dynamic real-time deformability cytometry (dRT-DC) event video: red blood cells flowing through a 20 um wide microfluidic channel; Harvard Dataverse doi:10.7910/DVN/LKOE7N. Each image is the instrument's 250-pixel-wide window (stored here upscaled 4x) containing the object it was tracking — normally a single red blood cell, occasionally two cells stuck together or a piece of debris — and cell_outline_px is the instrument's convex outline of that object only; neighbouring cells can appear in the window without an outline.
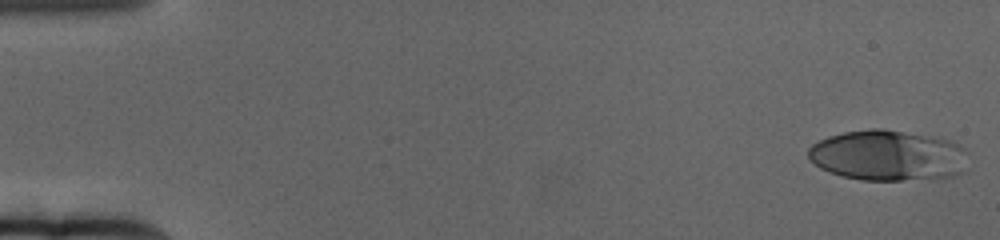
{"species": "human", "species_latin": "Homo sapiens", "temperature_condition": "cold", "stored_images_in_passage": 64, "camera_frame_rate_fps": 3000, "um_per_image_px": 0.085, "donor": {"sex": "female"}, "frame": {"image": 1, "passage_image": 1, "time_ms": 0.0, "image_size_px": [1000, 240], "cell_outline_px": [[968, 172], [956, 176], [932, 180], [860, 180], [840, 176], [828, 172], [820, 168], [808, 156], [808, 148], [812, 144], [828, 136], [844, 132], [872, 128], [884, 128], [932, 136], [952, 140], [964, 148], [968, 168]], "centroid_in_image_um": [75.55, 13.23], "position_along_channel_um": 9.5, "area_um2": 48.21}}
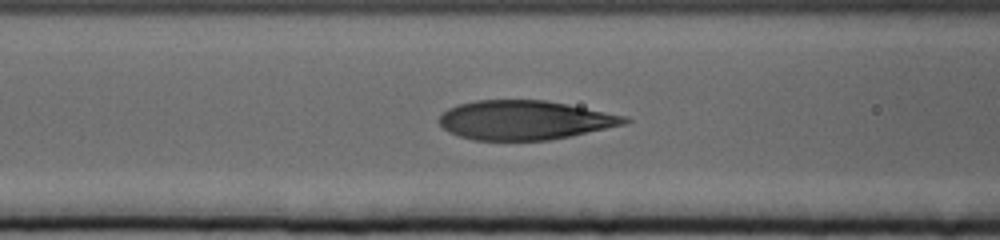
{"frame": {"image": 2, "passage_image": 26, "time_ms": 8.333, "image_size_px": [1000, 240], "cell_outline_px": [[632, 120], [624, 124], [572, 136], [548, 140], [472, 140], [448, 132], [440, 124], [440, 116], [448, 108], [456, 104], [476, 100], [544, 100], [568, 104], [624, 116]], "centroid_in_image_um": [44.57, 10.21], "position_along_channel_um": 122.0, "area_um2": 42.19}}
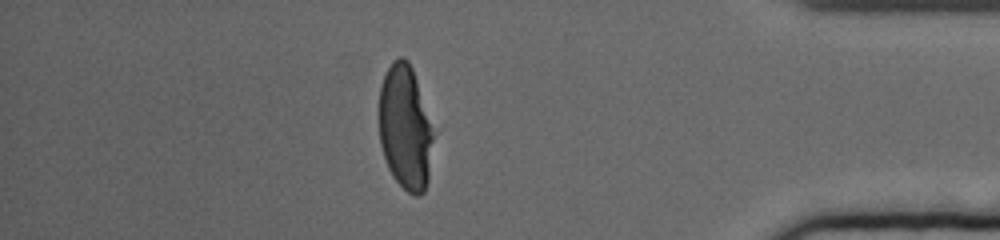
{"frame": {"image": 3, "passage_image": 56, "time_ms": 18.333, "image_size_px": [1000, 240], "cell_outline_px": [[432, 140], [428, 180], [424, 192], [420, 196], [416, 196], [408, 192], [392, 176], [388, 168], [380, 144], [380, 84], [392, 60], [400, 56], [404, 56], [408, 60], [412, 68], [416, 80], [432, 132]], "centroid_in_image_um": [34.41, 10.85], "position_along_channel_um": 400.8, "area_um2": 38.61}, "authors_computed_cell_mechanics": {"area_um2": 43.6968, "velocity_mm_per_s": 3.1253, "shape_relaxation_time_tau1_ms": 4.9103, "shape_relaxation_time_tau2_ms": 0.8967, "deformation_change_tau1": 0.2108, "deformation_change_tau2": 0.0797}}